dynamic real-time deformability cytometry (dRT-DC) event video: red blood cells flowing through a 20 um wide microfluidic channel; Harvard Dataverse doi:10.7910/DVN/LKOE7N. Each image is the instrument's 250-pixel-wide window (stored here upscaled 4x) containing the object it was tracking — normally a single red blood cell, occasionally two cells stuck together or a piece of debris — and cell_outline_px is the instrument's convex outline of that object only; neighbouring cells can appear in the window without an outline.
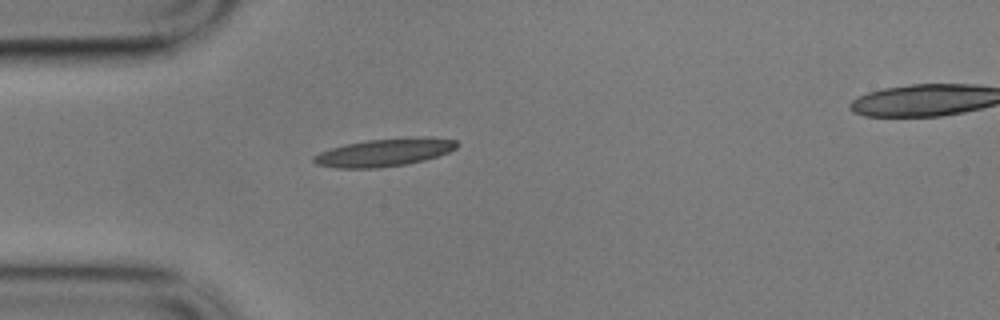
{"species": "common noctule bat (a hibernating species)", "species_latin": "Nyctalus noctula", "temperature_condition": "cold", "stored_images_in_passage": 2, "segment_of_instrument_passage": [1, 2], "camera_frame_rate_fps": 3000, "um_per_image_px": 0.085, "animal": {"sex": "male", "body_mass_g": 17.9}, "frame": {"image": 1, "passage_image": 1, "time_ms": 0.0, "image_size_px": [1000, 320], "cell_outline_px": [[460, 144], [456, 148], [448, 152], [424, 160], [404, 164], [380, 168], [336, 168], [316, 164], [312, 160], [312, 156], [320, 152], [344, 144], [368, 140], [408, 136], [432, 136], [456, 140]], "centroid_in_image_um": [32.7, 12.93], "position_along_channel_um": 52.3, "area_um2": 23.52}}